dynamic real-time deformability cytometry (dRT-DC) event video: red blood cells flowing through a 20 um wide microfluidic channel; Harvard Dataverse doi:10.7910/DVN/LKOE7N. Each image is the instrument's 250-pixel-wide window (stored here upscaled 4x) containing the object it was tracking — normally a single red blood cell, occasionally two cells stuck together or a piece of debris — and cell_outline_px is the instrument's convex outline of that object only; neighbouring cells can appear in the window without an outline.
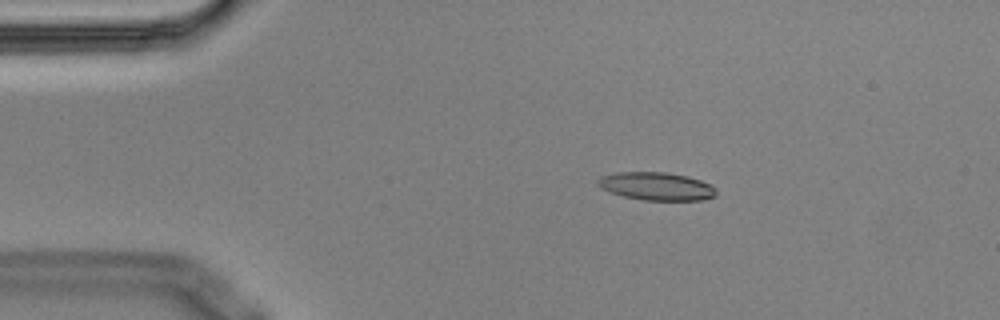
{"species": "Egyptian fruit bat (a non-hibernating species)", "species_latin": "Rousettus aegyptiacus", "temperature_condition": "cold", "stored_images_in_passage": 3, "camera_frame_rate_fps": 3000, "um_per_image_px": 0.085, "animal": {"sex": "male"}, "frame": {"image": 1, "passage_image": 2, "time_ms": 0.333, "image_size_px": [1000, 320], "cell_outline_px": [[716, 196], [704, 200], [644, 200], [624, 196], [600, 188], [596, 184], [596, 180], [600, 176], [616, 172], [668, 172], [688, 176], [712, 184], [716, 188]], "centroid_in_image_um": [55.81, 15.82], "position_along_channel_um": 29.2, "area_um2": 19.54}}